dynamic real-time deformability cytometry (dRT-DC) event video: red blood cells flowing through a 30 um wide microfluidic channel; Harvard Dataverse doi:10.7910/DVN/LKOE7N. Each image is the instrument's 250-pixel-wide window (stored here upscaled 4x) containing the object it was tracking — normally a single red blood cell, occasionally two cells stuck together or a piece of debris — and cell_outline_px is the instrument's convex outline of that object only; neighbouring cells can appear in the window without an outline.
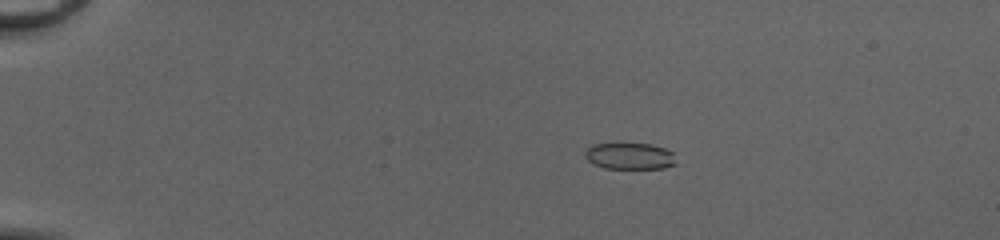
{"species": "common noctule bat (a hibernating species)", "species_latin": "Nyctalus noctula", "temperature_condition": "cold", "stored_images_in_passage": 53, "camera_frame_rate_fps": 3000, "um_per_image_px": 0.085, "animal": {"sex": "female", "body_mass_g": 20.0, "forearm_length_mm": 54.0}, "frame": {"image": 1, "passage_image": 12, "time_ms": 3.667, "image_size_px": [1000, 240], "cell_outline_px": [[676, 164], [664, 168], [604, 168], [592, 164], [584, 156], [584, 152], [592, 144], [652, 144], [664, 148], [672, 152]], "centroid_in_image_um": [53.5, 13.27], "position_along_channel_um": 31.5, "area_um2": 13.99}}
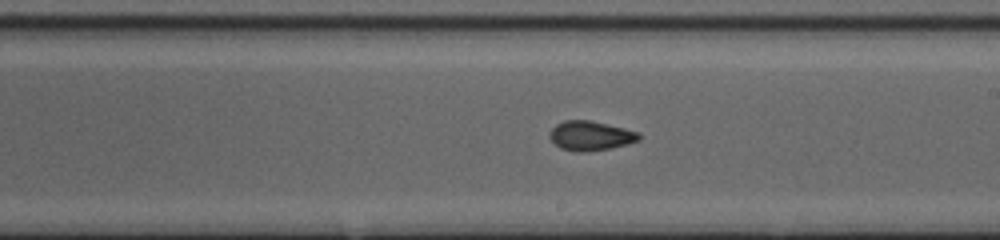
{"frame": {"image": 2, "passage_image": 33, "time_ms": 10.667, "image_size_px": [1000, 240], "cell_outline_px": [[640, 140], [628, 144], [612, 148], [584, 152], [576, 152], [560, 148], [548, 136], [548, 132], [556, 124], [564, 120], [592, 120], [640, 132]], "centroid_in_image_um": [50.2, 11.53], "position_along_channel_um": 238.8, "area_um2": 15.55}}
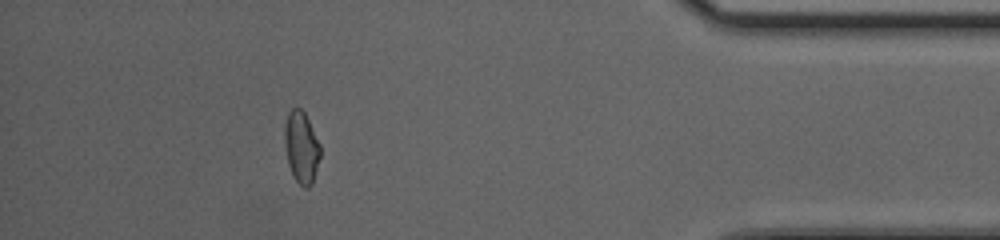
{"frame": {"image": 3, "passage_image": 48, "time_ms": 15.667, "image_size_px": [1000, 240], "cell_outline_px": [[320, 156], [312, 184], [308, 188], [304, 188], [292, 176], [288, 164], [284, 144], [284, 124], [288, 112], [292, 108], [300, 108], [304, 112], [320, 144]], "centroid_in_image_um": [25.59, 12.52], "position_along_channel_um": 409.6, "area_um2": 14.97}, "authors_computed_cell_mechanics": {"area_um2": 15.2014, "velocity_mm_per_s": 4.1841, "shape_relaxation_time_tau1_ms": 7.6877, "shape_relaxation_time_tau2_ms": 1.2603, "deformation_change_tau1": 0.1918, "deformation_change_tau2": 0.0549}}